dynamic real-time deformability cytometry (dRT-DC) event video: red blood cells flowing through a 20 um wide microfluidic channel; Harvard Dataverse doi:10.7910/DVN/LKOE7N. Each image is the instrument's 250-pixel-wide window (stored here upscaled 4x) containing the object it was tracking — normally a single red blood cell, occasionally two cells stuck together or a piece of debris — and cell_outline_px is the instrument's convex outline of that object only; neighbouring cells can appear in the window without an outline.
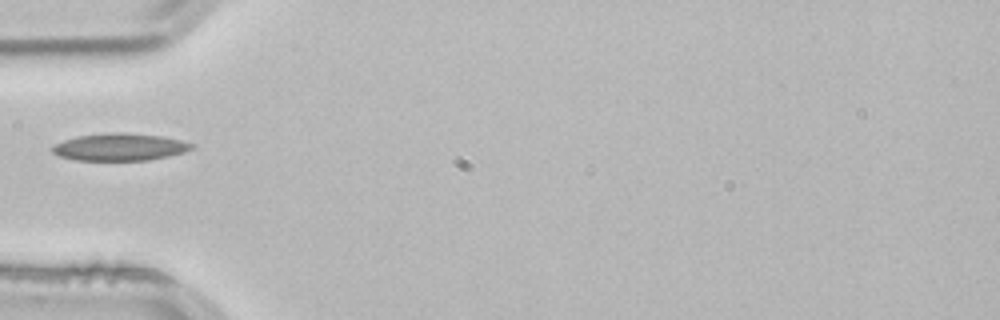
{"species": "common noctule bat (a hibernating species)", "species_latin": "Nyctalus noctula", "temperature_condition": "room temperature", "stored_images_in_passage": 22, "camera_frame_rate_fps": 3000, "um_per_image_px": 0.085, "animal": {"sex": "male", "body_mass_g": 21.5, "forearm_length_mm": 52.0}, "frame": {"image": 1, "passage_image": 1, "time_ms": 0.0, "image_size_px": [1000, 320], "cell_outline_px": [[196, 144], [192, 148], [184, 152], [168, 156], [148, 160], [76, 160], [60, 156], [52, 152], [48, 148], [52, 144], [76, 136], [112, 132], [124, 132], [160, 136], [180, 140]], "centroid_in_image_um": [10.13, 12.49], "position_along_channel_um": 74.9, "area_um2": 22.25}}
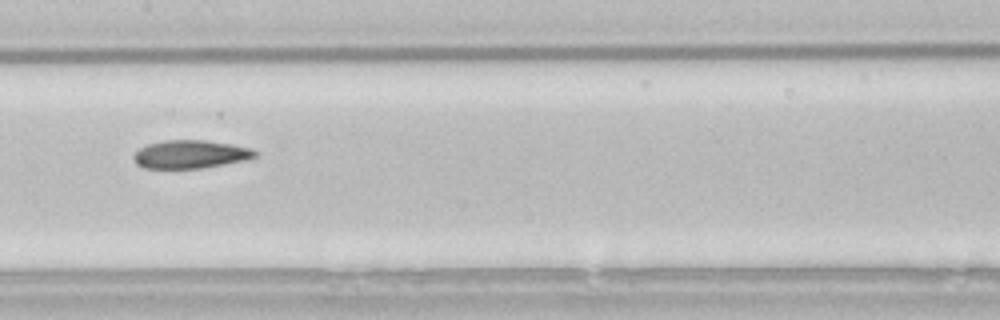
{"frame": {"image": 2, "passage_image": 10, "time_ms": 3.0, "image_size_px": [1000, 320], "cell_outline_px": [[260, 156], [248, 160], [204, 168], [144, 168], [136, 164], [132, 160], [132, 156], [140, 148], [148, 144], [164, 140], [204, 140], [252, 148]], "centroid_in_image_um": [16.2, 13.12], "position_along_channel_um": 191.2, "area_um2": 20.11}}
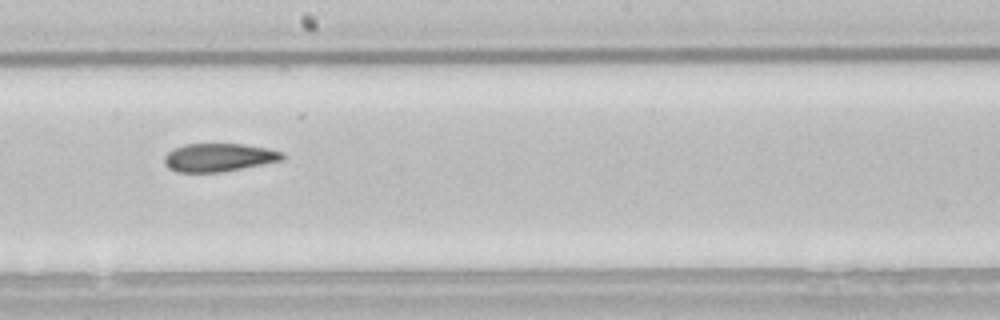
{"frame": {"image": 3, "passage_image": 13, "time_ms": 4.0, "image_size_px": [1000, 320], "cell_outline_px": [[284, 160], [224, 172], [176, 172], [168, 168], [164, 164], [164, 156], [168, 152], [184, 144], [240, 144], [268, 148], [284, 152]], "centroid_in_image_um": [18.61, 13.39], "position_along_channel_um": 229.6, "area_um2": 19.54}}